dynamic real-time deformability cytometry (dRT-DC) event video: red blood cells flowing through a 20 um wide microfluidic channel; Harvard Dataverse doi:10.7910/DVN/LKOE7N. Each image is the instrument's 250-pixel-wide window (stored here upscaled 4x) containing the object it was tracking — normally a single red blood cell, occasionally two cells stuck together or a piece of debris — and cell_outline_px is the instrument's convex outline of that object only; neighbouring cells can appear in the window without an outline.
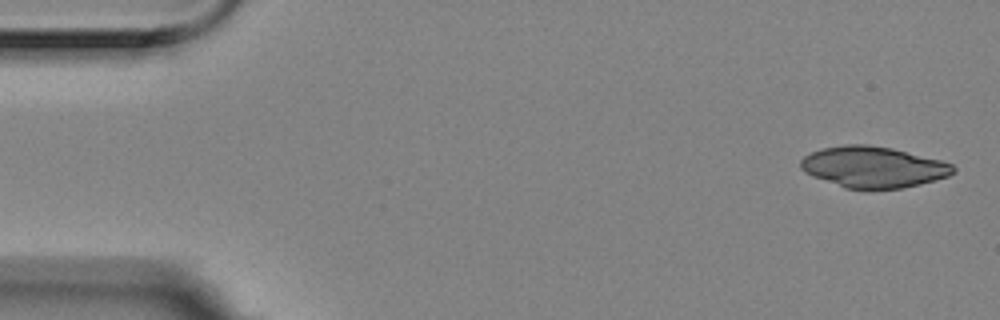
{"species": "Egyptian fruit bat (a non-hibernating species)", "species_latin": "Rousettus aegyptiacus", "temperature_condition": "room temperature", "stored_images_in_passage": 5, "camera_frame_rate_fps": 3000, "um_per_image_px": 0.085, "animal": {"sex": "female"}, "frame": {"image": 1, "passage_image": 1, "time_ms": 0.0, "image_size_px": [1000, 320], "cell_outline_px": [[956, 172], [948, 176], [936, 180], [920, 184], [900, 188], [844, 188], [812, 176], [804, 172], [800, 168], [800, 160], [804, 156], [812, 152], [824, 148], [844, 144], [868, 144], [892, 148], [940, 160], [952, 164], [956, 168]], "centroid_in_image_um": [74.22, 14.19], "position_along_channel_um": 10.8, "area_um2": 36.41}}